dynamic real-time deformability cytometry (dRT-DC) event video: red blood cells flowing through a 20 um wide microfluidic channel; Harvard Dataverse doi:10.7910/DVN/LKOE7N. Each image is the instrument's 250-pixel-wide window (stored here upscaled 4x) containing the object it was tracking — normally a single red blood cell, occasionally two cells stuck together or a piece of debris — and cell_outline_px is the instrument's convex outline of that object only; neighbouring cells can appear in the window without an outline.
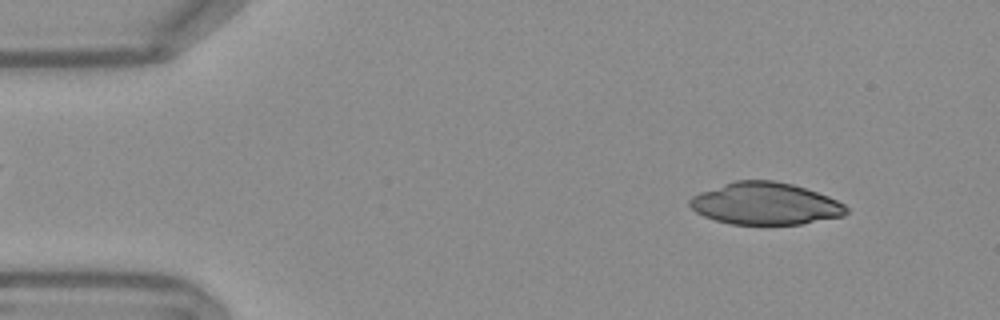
{"species": "Egyptian fruit bat (a non-hibernating species)", "species_latin": "Rousettus aegyptiacus", "temperature_condition": "warm", "stored_images_in_passage": 52, "camera_frame_rate_fps": 3000, "um_per_image_px": 0.085, "frame": {"image": 1, "passage_image": 5, "time_ms": 1.333, "image_size_px": [1000, 320], "cell_outline_px": [[848, 212], [844, 216], [800, 224], [732, 224], [716, 220], [704, 216], [696, 212], [688, 204], [688, 200], [692, 196], [700, 192], [736, 180], [772, 180], [792, 184], [828, 196], [844, 204], [848, 208]], "centroid_in_image_um": [65.05, 17.31], "position_along_channel_um": 20.0, "area_um2": 38.21}}